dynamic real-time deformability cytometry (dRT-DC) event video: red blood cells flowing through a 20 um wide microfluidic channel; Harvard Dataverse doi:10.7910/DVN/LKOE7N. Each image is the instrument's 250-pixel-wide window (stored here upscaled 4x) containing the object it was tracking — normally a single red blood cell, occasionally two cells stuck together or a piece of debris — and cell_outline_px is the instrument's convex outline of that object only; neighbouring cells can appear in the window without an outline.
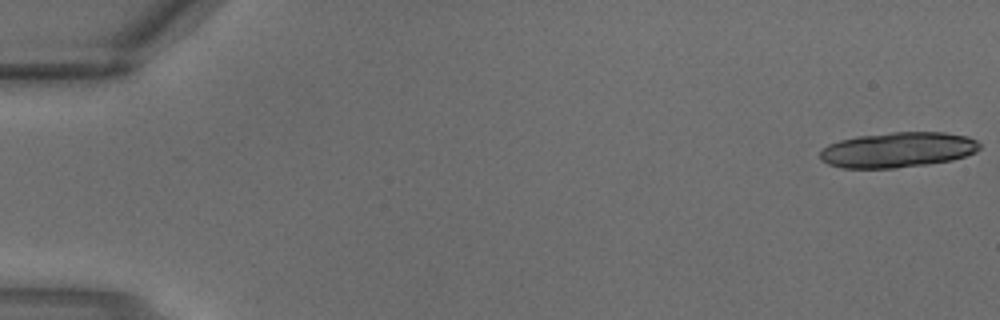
{"species": "common noctule bat (a hibernating species)", "species_latin": "Nyctalus noctula", "temperature_condition": "warm", "stored_images_in_passage": 3, "camera_frame_rate_fps": 3000, "um_per_image_px": 0.085, "animal": {"sex": "male", "body_mass_g": 18.8}, "frame": {"image": 1, "passage_image": 1, "time_ms": 0.0, "image_size_px": [1000, 320], "cell_outline_px": [[980, 148], [976, 152], [952, 160], [928, 164], [896, 168], [844, 168], [828, 164], [820, 160], [820, 152], [828, 144], [840, 140], [856, 136], [892, 132], [944, 132], [968, 136], [976, 140], [980, 144]], "centroid_in_image_um": [76.31, 12.73], "position_along_channel_um": 8.7, "area_um2": 32.95}}